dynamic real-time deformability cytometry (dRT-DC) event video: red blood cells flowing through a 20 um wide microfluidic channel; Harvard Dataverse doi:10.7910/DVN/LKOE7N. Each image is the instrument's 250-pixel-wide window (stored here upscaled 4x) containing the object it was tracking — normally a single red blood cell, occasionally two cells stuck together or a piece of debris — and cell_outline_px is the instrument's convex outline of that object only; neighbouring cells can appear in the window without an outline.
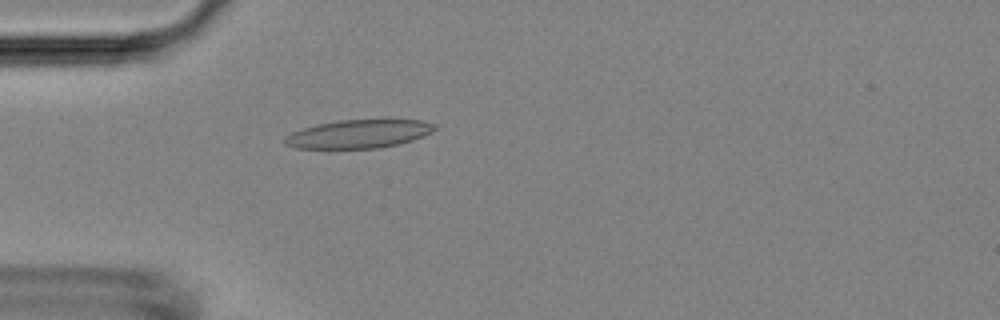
{"species": "Egyptian fruit bat (a non-hibernating species)", "species_latin": "Rousettus aegyptiacus", "temperature_condition": "room temperature", "stored_images_in_passage": 52, "camera_frame_rate_fps": 3000, "um_per_image_px": 0.085, "animal": {"sex": "female"}, "frame": {"image": 1, "passage_image": 15, "time_ms": 4.667, "image_size_px": [1000, 320], "cell_outline_px": [[436, 128], [432, 132], [424, 136], [400, 144], [376, 148], [296, 148], [284, 144], [284, 136], [292, 132], [304, 128], [336, 120], [388, 116], [424, 120], [436, 124]], "centroid_in_image_um": [30.61, 11.32], "position_along_channel_um": 54.4, "area_um2": 26.01}}
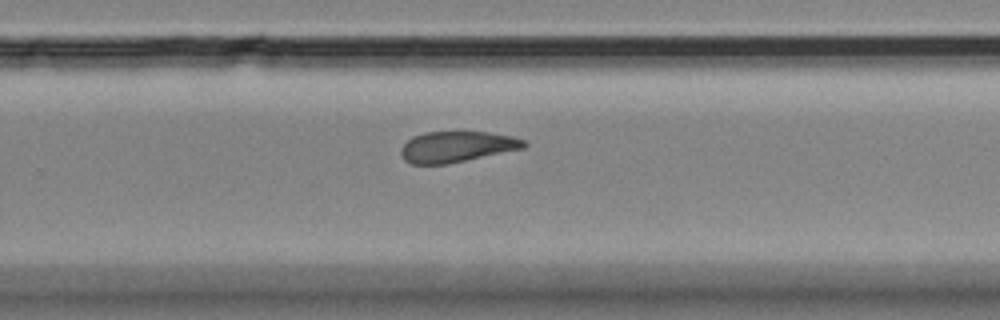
{"frame": {"image": 2, "passage_image": 34, "time_ms": 11.0, "image_size_px": [1000, 320], "cell_outline_px": [[528, 144], [524, 148], [448, 164], [412, 164], [404, 160], [400, 152], [400, 148], [412, 136], [424, 132], [488, 132], [512, 136], [524, 140]], "centroid_in_image_um": [38.81, 12.47], "position_along_channel_um": 291.0, "area_um2": 22.14}}
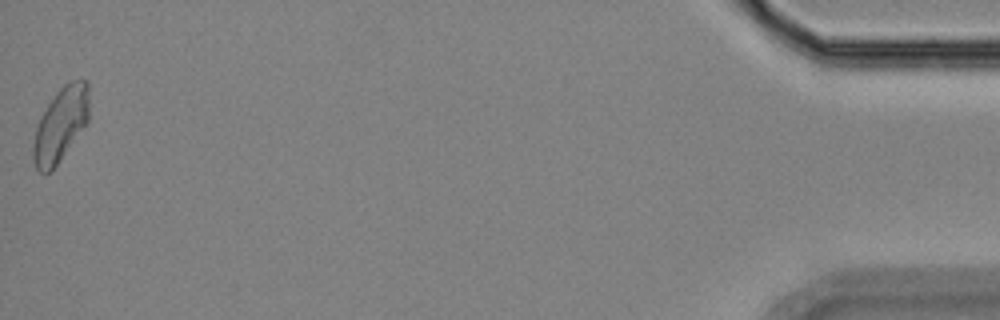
{"frame": {"image": 3, "passage_image": 52, "time_ms": 17.0, "image_size_px": [1000, 320], "cell_outline_px": [[88, 120], [52, 172], [40, 172], [36, 168], [32, 160], [32, 144], [36, 128], [40, 116], [56, 92], [68, 80], [88, 80]], "centroid_in_image_um": [5.12, 10.59], "position_along_channel_um": 430.1, "area_um2": 24.04}, "authors_computed_cell_mechanics": {"area_um2": 23.5246, "velocity_mm_per_s": 3.8402, "shape_relaxation_time_tau1_ms": 8.6759, "shape_relaxation_time_tau2_ms": 3.7287, "deformation_change_tau1": 0.17, "deformation_change_tau2": 0.1269}}